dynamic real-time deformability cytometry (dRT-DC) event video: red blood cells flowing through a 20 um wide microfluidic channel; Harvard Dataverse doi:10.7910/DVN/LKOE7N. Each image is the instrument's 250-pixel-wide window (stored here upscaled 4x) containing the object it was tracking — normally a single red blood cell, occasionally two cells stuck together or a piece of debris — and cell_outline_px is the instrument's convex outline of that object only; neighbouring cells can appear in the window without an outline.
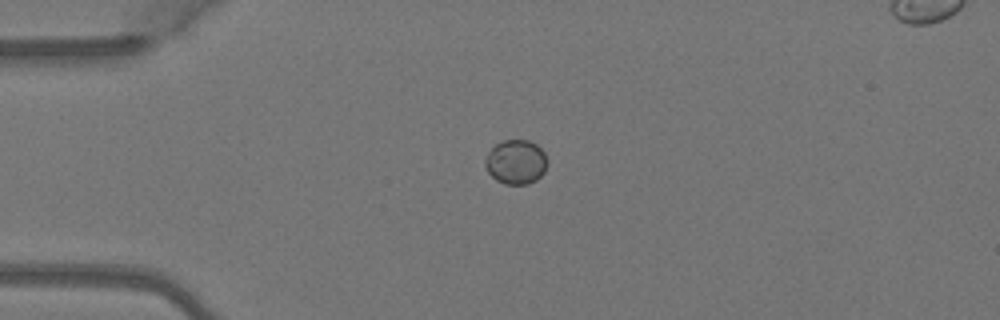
{"species": "Egyptian fruit bat (a non-hibernating species)", "species_latin": "Rousettus aegyptiacus", "temperature_condition": "warm", "stored_images_in_passage": 2, "camera_frame_rate_fps": 3000, "um_per_image_px": 0.085, "animal": {"sex": "female"}, "frame": {"image": 1, "passage_image": 1, "time_ms": 0.0, "image_size_px": [1000, 320], "cell_outline_px": [[548, 164], [544, 172], [536, 180], [528, 184], [504, 184], [496, 180], [488, 172], [484, 164], [484, 160], [488, 152], [496, 144], [504, 140], [528, 140], [536, 144], [544, 152], [548, 160]], "centroid_in_image_um": [43.86, 13.77], "position_along_channel_um": 41.1, "area_um2": 16.18}}